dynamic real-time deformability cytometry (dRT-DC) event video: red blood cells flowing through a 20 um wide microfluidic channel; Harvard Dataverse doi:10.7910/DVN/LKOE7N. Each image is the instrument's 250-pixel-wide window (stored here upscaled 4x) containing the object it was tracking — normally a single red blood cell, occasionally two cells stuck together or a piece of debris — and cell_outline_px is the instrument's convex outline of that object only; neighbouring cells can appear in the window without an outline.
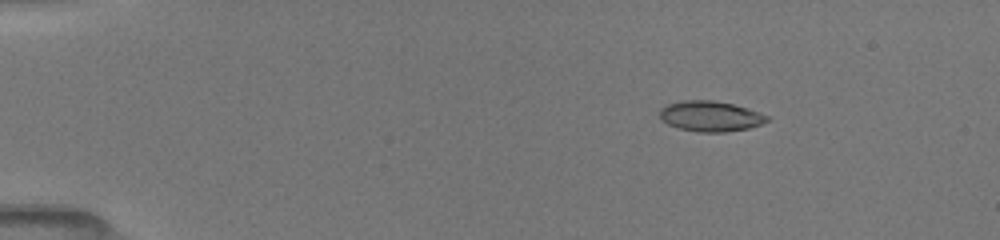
{"species": "common noctule bat (a hibernating species)", "species_latin": "Nyctalus noctula", "temperature_condition": "room temperature", "stored_images_in_passage": 9, "camera_frame_rate_fps": 3000, "um_per_image_px": 0.085, "animal": {"sex": "female", "body_mass_g": 19.5, "forearm_length_mm": 54.1}, "frame": {"image": 1, "passage_image": 4, "time_ms": 2.0, "image_size_px": [1000, 240], "cell_outline_px": [[768, 120], [760, 124], [748, 128], [724, 132], [696, 132], [676, 128], [660, 120], [660, 108], [668, 104], [680, 100], [712, 100], [732, 104], [748, 108], [768, 116]], "centroid_in_image_um": [60.33, 9.88], "position_along_channel_um": 24.7, "area_um2": 19.07}}
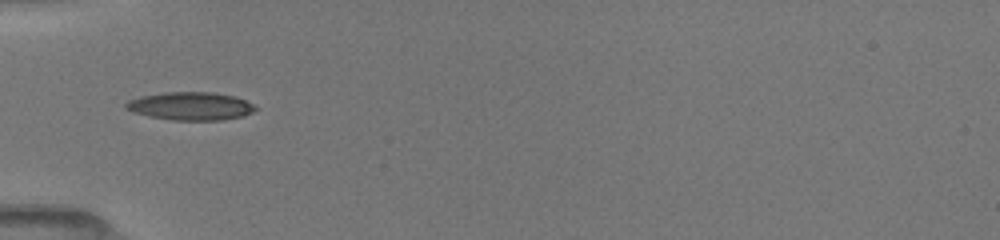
{"frame": {"image": 2, "passage_image": 8, "time_ms": 5.333, "image_size_px": [1000, 240], "cell_outline_px": [[256, 108], [252, 112], [244, 116], [220, 120], [172, 120], [148, 116], [132, 112], [124, 108], [124, 104], [128, 100], [140, 96], [164, 92], [212, 92], [236, 96], [252, 104]], "centroid_in_image_um": [16.15, 9.01], "position_along_channel_um": 68.8, "area_um2": 21.27}}